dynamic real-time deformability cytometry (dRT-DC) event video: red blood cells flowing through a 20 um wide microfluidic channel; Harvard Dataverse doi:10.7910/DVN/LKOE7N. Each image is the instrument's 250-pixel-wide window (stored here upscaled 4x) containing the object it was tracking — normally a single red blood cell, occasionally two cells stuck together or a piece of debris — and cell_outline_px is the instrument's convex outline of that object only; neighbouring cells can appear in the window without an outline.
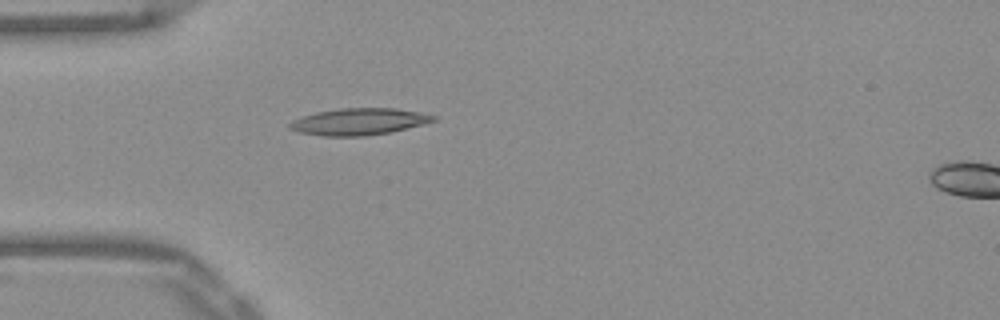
{"species": "Egyptian fruit bat (a non-hibernating species)", "species_latin": "Rousettus aegyptiacus", "temperature_condition": "warm", "stored_images_in_passage": 35, "camera_frame_rate_fps": 3000, "um_per_image_px": 0.085, "frame": {"image": 1, "passage_image": 1, "time_ms": 0.0, "image_size_px": [1000, 320], "cell_outline_px": [[436, 120], [392, 132], [364, 136], [324, 136], [300, 132], [288, 128], [288, 124], [292, 120], [316, 112], [340, 108], [396, 108], [420, 112], [436, 116]], "centroid_in_image_um": [30.5, 10.33], "position_along_channel_um": 54.5, "area_um2": 22.31}}
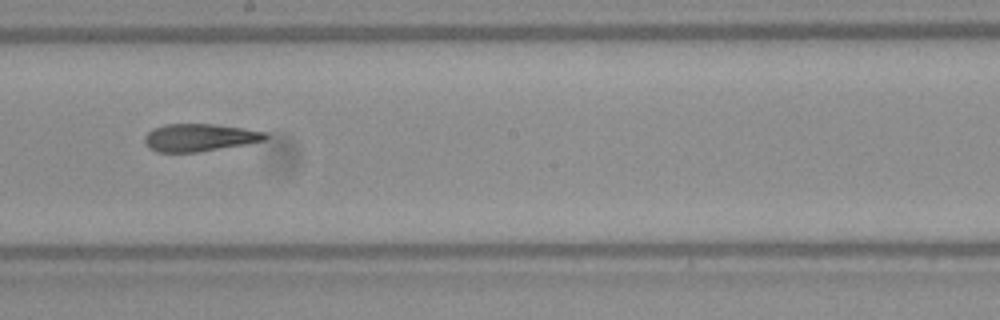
{"frame": {"image": 2, "passage_image": 15, "time_ms": 4.667, "image_size_px": [1000, 320], "cell_outline_px": [[268, 136], [264, 140], [244, 144], [196, 152], [156, 152], [148, 148], [144, 140], [144, 136], [152, 128], [164, 124], [212, 124], [244, 128], [264, 132]], "centroid_in_image_um": [16.88, 11.68], "position_along_channel_um": 231.3, "area_um2": 19.25}}
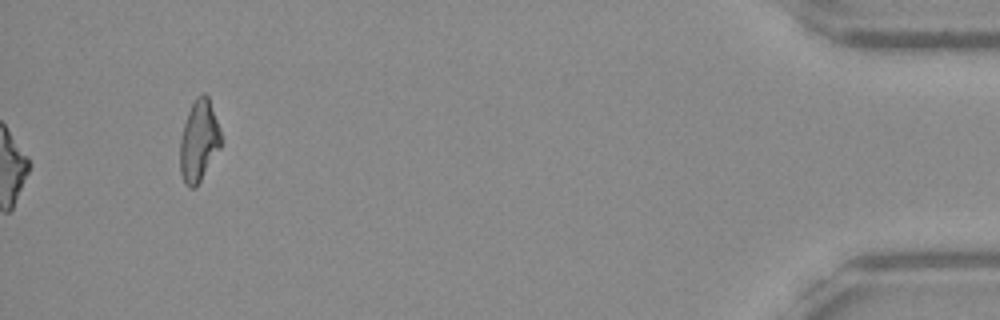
{"frame": {"image": 3, "passage_image": 35, "time_ms": 11.333, "image_size_px": [1000, 320], "cell_outline_px": [[224, 140], [220, 148], [196, 188], [188, 188], [184, 184], [180, 172], [180, 136], [188, 112], [196, 96], [200, 92], [204, 92], [208, 96]], "centroid_in_image_um": [16.91, 11.98], "position_along_channel_um": 418.3, "area_um2": 19.77}, "authors_computed_cell_mechanics": {"area_um2": 20.3456, "velocity_mm_per_s": 3.902, "shape_relaxation_time_tau1_ms": null, "shape_relaxation_time_tau2_ms": 2.7731, "deformation_change_tau1": null, "deformation_change_tau2": 0.1233}}